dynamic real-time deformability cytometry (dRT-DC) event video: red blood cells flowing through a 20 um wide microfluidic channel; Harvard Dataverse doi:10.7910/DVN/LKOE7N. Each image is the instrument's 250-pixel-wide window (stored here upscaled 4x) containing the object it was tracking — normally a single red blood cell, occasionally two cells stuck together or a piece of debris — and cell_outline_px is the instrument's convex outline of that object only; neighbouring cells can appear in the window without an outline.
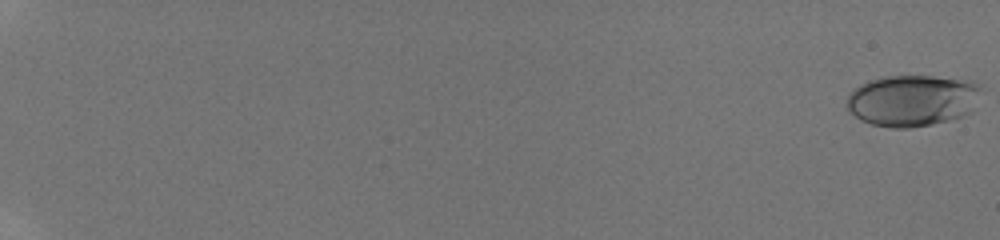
{"species": "human", "species_latin": "Homo sapiens", "temperature_condition": "room temperature", "stored_images_in_passage": 24, "camera_frame_rate_fps": 3000, "um_per_image_px": 0.085, "donor": {"sex": "male"}, "frame": {"image": 1, "passage_image": 1, "time_ms": 0.0, "image_size_px": [1000, 240], "cell_outline_px": [[984, 88], [972, 112], [948, 120], [932, 124], [908, 128], [892, 128], [872, 124], [860, 120], [848, 108], [848, 92], [860, 84], [868, 80], [884, 76], [932, 76], [972, 80], [980, 84]], "centroid_in_image_um": [77.6, 8.52], "position_along_channel_um": 7.4, "area_um2": 40.69}}
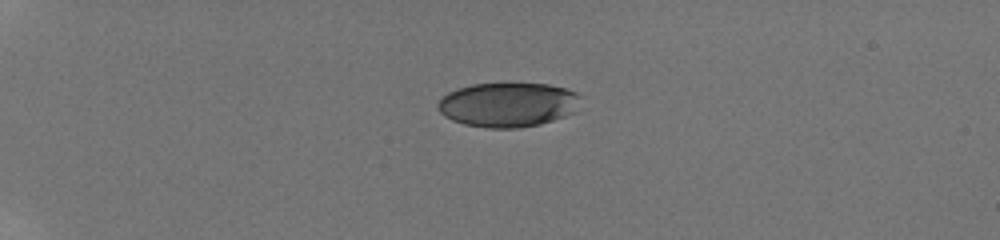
{"frame": {"image": 2, "passage_image": 18, "time_ms": 5.333, "image_size_px": [1000, 240], "cell_outline_px": [[580, 96], [572, 112], [564, 116], [540, 124], [520, 128], [488, 128], [464, 124], [452, 120], [444, 116], [436, 108], [436, 104], [448, 92], [456, 88], [472, 84], [548, 84], [564, 88], [576, 92]], "centroid_in_image_um": [43.11, 8.9], "position_along_channel_um": 41.9, "area_um2": 36.7}}
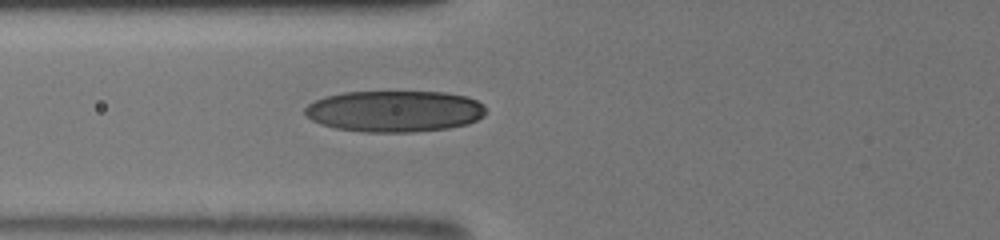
{"frame": {"image": 3, "passage_image": 24, "time_ms": 8.333, "image_size_px": [1000, 240], "cell_outline_px": [[488, 112], [484, 116], [468, 124], [448, 128], [412, 132], [364, 132], [336, 128], [320, 124], [312, 120], [304, 112], [304, 108], [308, 104], [316, 100], [328, 96], [344, 92], [444, 92], [468, 96], [484, 104]], "centroid_in_image_um": [33.58, 9.45], "position_along_channel_um": 92.2, "area_um2": 43.81}}